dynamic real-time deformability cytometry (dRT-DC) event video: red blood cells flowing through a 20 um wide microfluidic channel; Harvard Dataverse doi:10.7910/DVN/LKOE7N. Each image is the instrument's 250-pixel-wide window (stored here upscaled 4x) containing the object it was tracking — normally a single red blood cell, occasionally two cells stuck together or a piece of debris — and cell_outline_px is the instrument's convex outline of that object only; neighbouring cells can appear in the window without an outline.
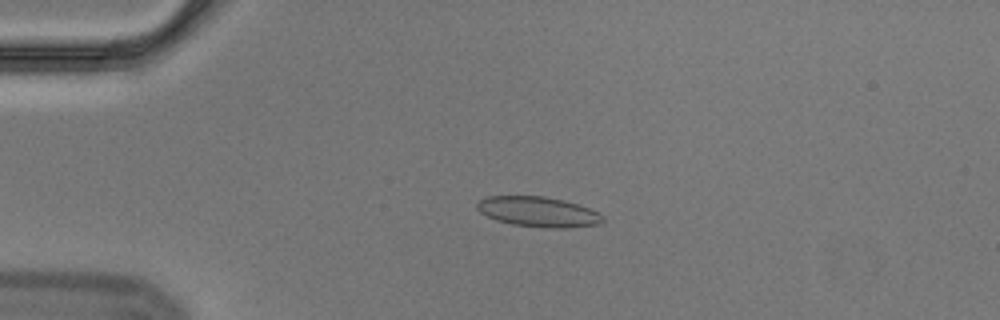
{"species": "Egyptian fruit bat (a non-hibernating species)", "species_latin": "Rousettus aegyptiacus", "temperature_condition": "cold", "stored_images_in_passage": 55, "camera_frame_rate_fps": 3000, "um_per_image_px": 0.085, "animal": {"sex": "male"}, "frame": {"image": 1, "passage_image": 12, "time_ms": 3.667, "image_size_px": [1000, 320], "cell_outline_px": [[604, 220], [600, 224], [568, 228], [544, 228], [512, 224], [496, 220], [480, 212], [476, 208], [476, 204], [480, 200], [488, 196], [544, 196], [564, 200], [600, 212], [604, 216]], "centroid_in_image_um": [45.77, 18.01], "position_along_channel_um": 39.2, "area_um2": 22.2}}
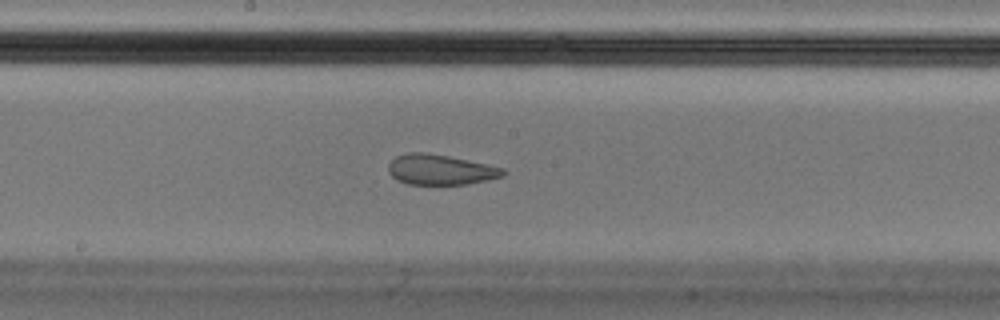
{"frame": {"image": 2, "passage_image": 29, "time_ms": 9.333, "image_size_px": [1000, 320], "cell_outline_px": [[508, 172], [504, 176], [488, 180], [464, 184], [408, 184], [396, 180], [388, 172], [388, 164], [396, 156], [408, 152], [424, 152], [448, 156], [488, 164], [504, 168]], "centroid_in_image_um": [37.44, 14.42], "position_along_channel_um": 210.8, "area_um2": 20.35}}
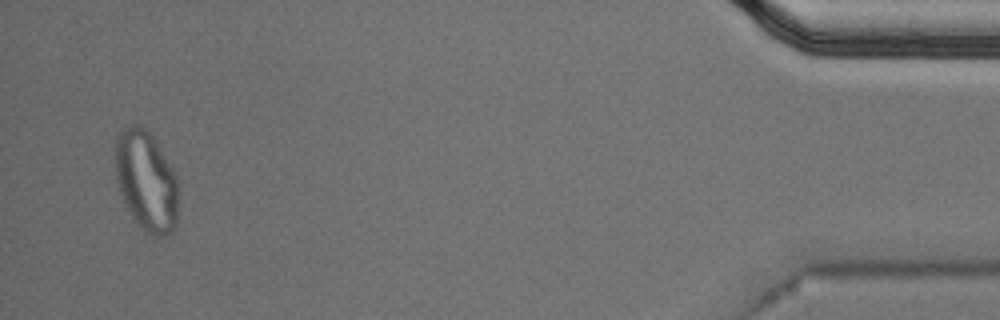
{"frame": {"image": 3, "passage_image": 53, "time_ms": 17.333, "image_size_px": [1000, 320], "cell_outline_px": [[176, 224], [172, 232], [164, 236], [152, 236], [144, 232], [132, 216], [120, 192], [116, 180], [116, 136], [124, 128], [132, 124], [140, 124], [152, 136], [172, 168], [176, 176]], "centroid_in_image_um": [12.41, 15.38], "position_along_channel_um": 422.8, "area_um2": 36.3}, "authors_computed_cell_mechanics": {"area_um2": 21.964, "velocity_mm_per_s": 3.5922, "shape_relaxation_time_tau1_ms": null, "shape_relaxation_time_tau2_ms": 1.2439, "deformation_change_tau1": null, "deformation_change_tau2": 0.0678}}